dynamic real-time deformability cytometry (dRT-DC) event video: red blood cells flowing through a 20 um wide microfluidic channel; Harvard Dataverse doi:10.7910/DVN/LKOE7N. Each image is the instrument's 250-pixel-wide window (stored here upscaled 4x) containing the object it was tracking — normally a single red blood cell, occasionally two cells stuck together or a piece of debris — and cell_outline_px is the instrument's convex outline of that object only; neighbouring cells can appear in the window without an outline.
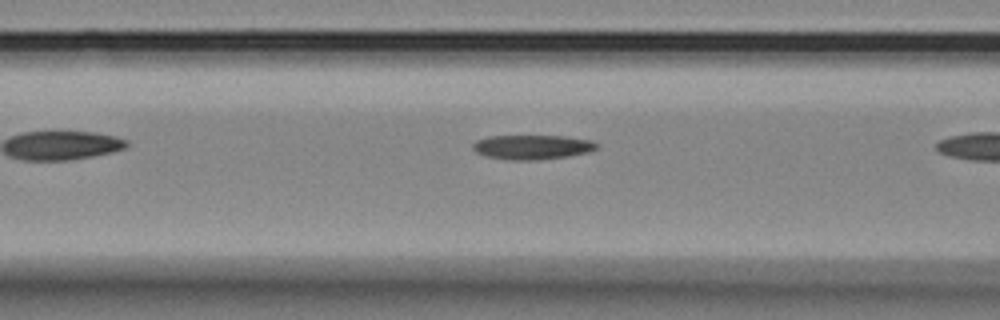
{"species": "Egyptian fruit bat (a non-hibernating species)", "species_latin": "Rousettus aegyptiacus", "temperature_condition": "room temperature", "stored_images_in_passage": 26, "camera_frame_rate_fps": 3000, "um_per_image_px": 0.085, "animal": {"sex": "female"}, "frame": {"image": 1, "passage_image": 5, "time_ms": 1.333, "image_size_px": [1000, 320], "cell_outline_px": [[600, 144], [596, 148], [588, 152], [568, 156], [536, 160], [508, 160], [484, 156], [476, 152], [472, 148], [472, 144], [476, 140], [488, 136], [564, 136], [592, 140]], "centroid_in_image_um": [45.22, 12.5], "position_along_channel_um": 121.4, "area_um2": 17.8}}
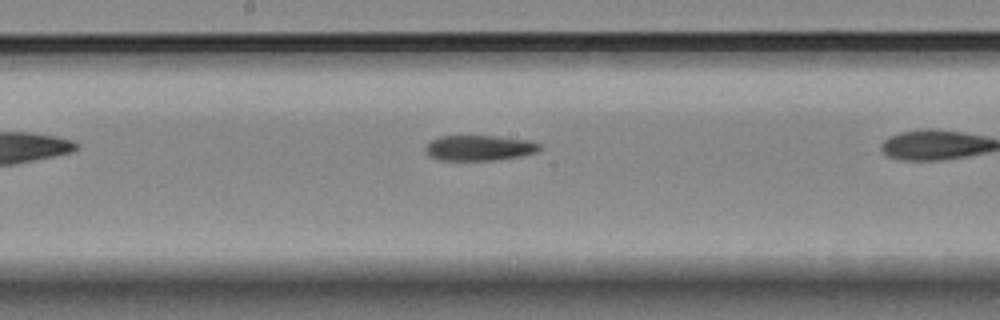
{"frame": {"image": 2, "passage_image": 12, "time_ms": 3.667, "image_size_px": [1000, 320], "cell_outline_px": [[540, 148], [536, 152], [520, 156], [500, 160], [440, 160], [428, 156], [424, 148], [432, 140], [440, 136], [496, 136], [532, 140], [540, 144]], "centroid_in_image_um": [40.75, 12.57], "position_along_channel_um": 207.5, "area_um2": 16.99}}
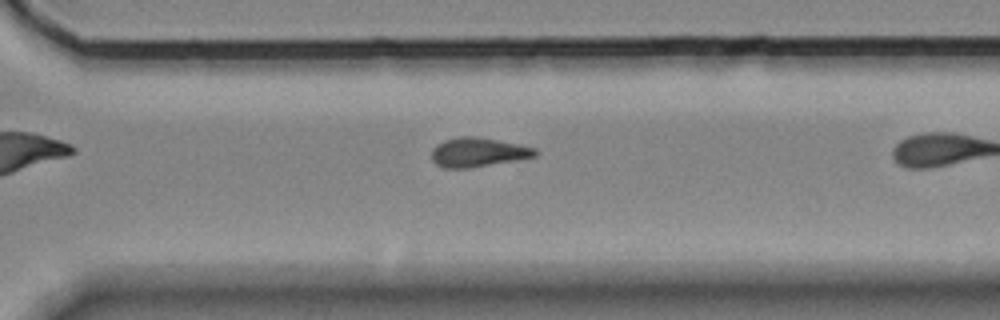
{"frame": {"image": 3, "passage_image": 22, "time_ms": 7.0, "image_size_px": [1000, 320], "cell_outline_px": [[540, 152], [536, 156], [516, 160], [468, 168], [444, 168], [436, 164], [432, 160], [432, 148], [436, 144], [444, 140], [460, 136], [476, 136], [536, 148]], "centroid_in_image_um": [40.61, 12.94], "position_along_channel_um": 330.0, "area_um2": 17.57}}